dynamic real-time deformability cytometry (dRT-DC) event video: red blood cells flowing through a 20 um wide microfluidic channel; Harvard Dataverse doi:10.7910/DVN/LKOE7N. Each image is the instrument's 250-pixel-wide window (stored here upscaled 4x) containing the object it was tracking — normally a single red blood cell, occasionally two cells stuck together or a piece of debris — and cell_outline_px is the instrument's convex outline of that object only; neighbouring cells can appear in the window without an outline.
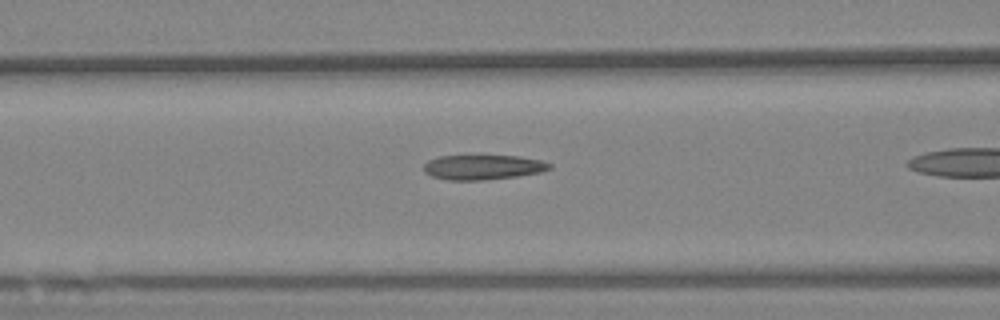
{"species": "Egyptian fruit bat (a non-hibernating species)", "species_latin": "Rousettus aegyptiacus", "temperature_condition": "warm", "stored_images_in_passage": 31, "camera_frame_rate_fps": 3000, "um_per_image_px": 0.085, "animal": {"sex": "female"}, "frame": {"image": 1, "passage_image": 18, "time_ms": 5.667, "image_size_px": [1000, 320], "cell_outline_px": [[552, 168], [540, 172], [516, 176], [484, 180], [448, 180], [432, 176], [424, 172], [424, 164], [428, 160], [436, 156], [520, 156], [540, 160], [552, 164]], "centroid_in_image_um": [41.03, 14.21], "position_along_channel_um": 125.6, "area_um2": 18.15}}
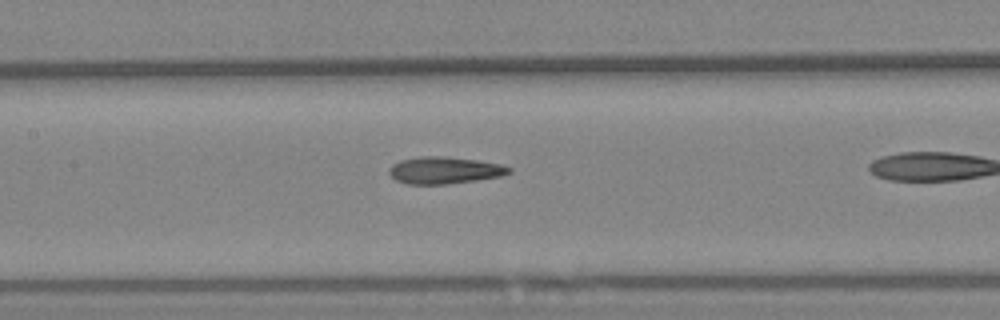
{"frame": {"image": 2, "passage_image": 22, "time_ms": 7.0, "image_size_px": [1000, 320], "cell_outline_px": [[512, 172], [504, 176], [476, 180], [444, 184], [408, 184], [396, 180], [388, 172], [388, 168], [392, 164], [400, 160], [420, 156], [444, 156], [476, 160], [500, 164], [512, 168]], "centroid_in_image_um": [37.78, 14.47], "position_along_channel_um": 169.6, "area_um2": 18.9}}